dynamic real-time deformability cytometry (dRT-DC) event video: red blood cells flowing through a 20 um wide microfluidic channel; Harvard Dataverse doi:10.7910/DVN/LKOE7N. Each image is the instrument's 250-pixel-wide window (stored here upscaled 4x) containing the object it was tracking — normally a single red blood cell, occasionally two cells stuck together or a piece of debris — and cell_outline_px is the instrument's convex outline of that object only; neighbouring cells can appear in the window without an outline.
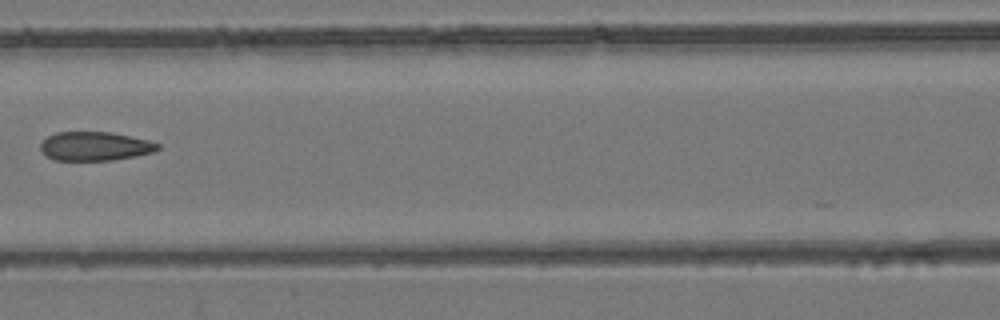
{"species": "common noctule bat (a hibernating species)", "species_latin": "Nyctalus noctula", "temperature_condition": "room temperature", "stored_images_in_passage": 7, "camera_frame_rate_fps": 3000, "um_per_image_px": 0.085, "animal": {"sex": "female", "body_mass_g": 24.6, "forearm_length_mm": 56.2}, "frame": {"image": 1, "passage_image": 7, "time_ms": 7.667, "image_size_px": [1000, 320], "cell_outline_px": [[160, 148], [152, 152], [136, 156], [112, 160], [56, 160], [48, 156], [40, 148], [40, 144], [48, 136], [56, 132], [112, 132], [148, 140], [160, 144]], "centroid_in_image_um": [8.09, 12.42], "position_along_channel_um": 158.5, "area_um2": 19.59}}